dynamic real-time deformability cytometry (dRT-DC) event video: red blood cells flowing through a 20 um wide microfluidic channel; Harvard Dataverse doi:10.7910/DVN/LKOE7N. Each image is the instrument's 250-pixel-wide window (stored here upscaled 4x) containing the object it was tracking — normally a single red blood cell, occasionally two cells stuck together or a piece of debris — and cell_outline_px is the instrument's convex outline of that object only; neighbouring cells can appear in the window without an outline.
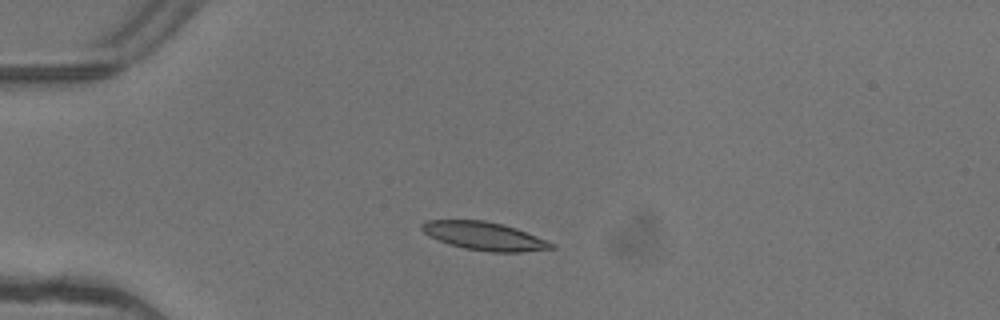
{"species": "common noctule bat (a hibernating species)", "species_latin": "Nyctalus noctula", "temperature_condition": "warm", "stored_images_in_passage": 5, "camera_frame_rate_fps": 3000, "um_per_image_px": 0.085, "animal": {"sex": "female"}, "frame": {"image": 1, "passage_image": 2, "time_ms": 0.333, "image_size_px": [1000, 320], "cell_outline_px": [[556, 248], [520, 252], [492, 252], [464, 248], [448, 244], [428, 236], [420, 228], [420, 224], [428, 220], [484, 220], [516, 228], [548, 240], [556, 244]], "centroid_in_image_um": [41.17, 20.07], "position_along_channel_um": 43.8, "area_um2": 21.39}}
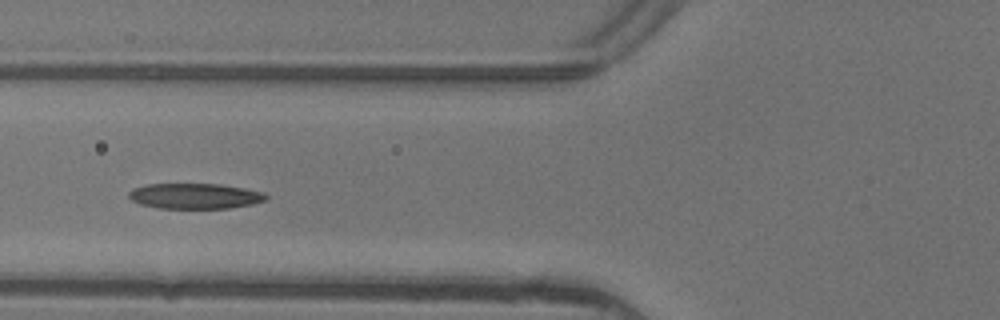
{"frame": {"image": 2, "passage_image": 4, "time_ms": 1.0, "image_size_px": [1000, 320], "cell_outline_px": [[268, 200], [252, 204], [228, 208], [160, 208], [140, 204], [132, 200], [128, 196], [128, 192], [132, 188], [148, 184], [220, 184], [244, 188], [264, 192], [268, 196]], "centroid_in_image_um": [16.58, 16.66], "position_along_channel_um": 109.2, "area_um2": 20.4}}
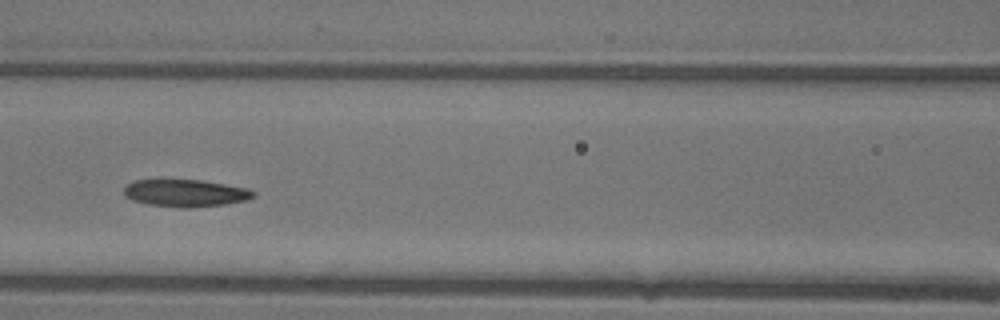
{"frame": {"image": 3, "passage_image": 5, "time_ms": 1.333, "image_size_px": [1000, 320], "cell_outline_px": [[256, 196], [244, 200], [224, 204], [188, 208], [180, 208], [148, 204], [132, 200], [124, 192], [124, 188], [128, 184], [136, 180], [156, 176], [160, 176], [200, 180], [248, 188], [256, 192]], "centroid_in_image_um": [15.71, 16.36], "position_along_channel_um": 150.9, "area_um2": 21.33}}